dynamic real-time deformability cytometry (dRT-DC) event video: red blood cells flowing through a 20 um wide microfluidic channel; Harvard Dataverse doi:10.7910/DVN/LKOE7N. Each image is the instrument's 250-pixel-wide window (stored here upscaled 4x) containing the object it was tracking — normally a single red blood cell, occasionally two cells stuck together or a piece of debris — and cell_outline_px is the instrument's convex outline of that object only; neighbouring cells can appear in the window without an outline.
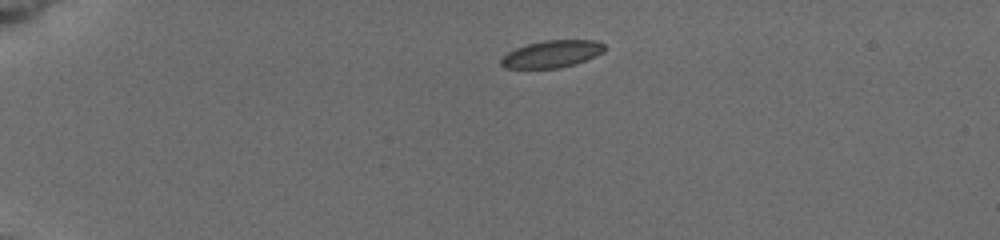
{"species": "common noctule bat (a hibernating species)", "species_latin": "Nyctalus noctula", "temperature_condition": "cold", "stored_images_in_passage": 4, "camera_frame_rate_fps": 3000, "um_per_image_px": 0.085, "animal": {"sex": "female", "body_mass_g": 19.5, "forearm_length_mm": 54.1}, "frame": {"image": 1, "passage_image": 1, "time_ms": 0.0, "image_size_px": [1000, 240], "cell_outline_px": [[604, 52], [596, 56], [576, 64], [560, 68], [504, 68], [500, 64], [500, 60], [508, 52], [516, 48], [528, 44], [544, 40], [596, 40], [604, 44]], "centroid_in_image_um": [46.92, 4.59], "position_along_channel_um": 38.1, "area_um2": 16.42}}
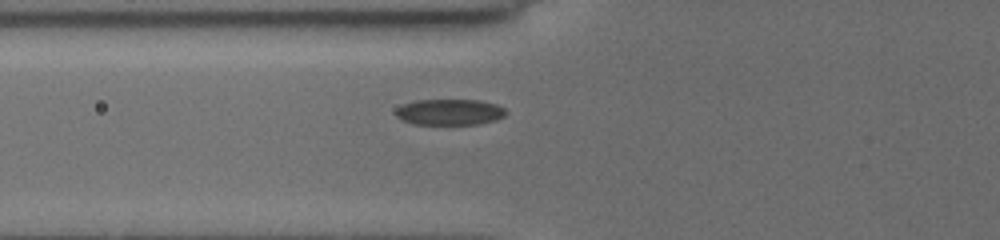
{"frame": {"image": 2, "passage_image": 4, "time_ms": 3.0, "image_size_px": [1000, 240], "cell_outline_px": [[508, 112], [504, 116], [496, 120], [480, 124], [412, 124], [400, 120], [396, 116], [396, 108], [404, 104], [416, 100], [480, 100], [496, 104], [504, 108]], "centroid_in_image_um": [38.22, 9.53], "position_along_channel_um": 87.6, "area_um2": 16.82}}